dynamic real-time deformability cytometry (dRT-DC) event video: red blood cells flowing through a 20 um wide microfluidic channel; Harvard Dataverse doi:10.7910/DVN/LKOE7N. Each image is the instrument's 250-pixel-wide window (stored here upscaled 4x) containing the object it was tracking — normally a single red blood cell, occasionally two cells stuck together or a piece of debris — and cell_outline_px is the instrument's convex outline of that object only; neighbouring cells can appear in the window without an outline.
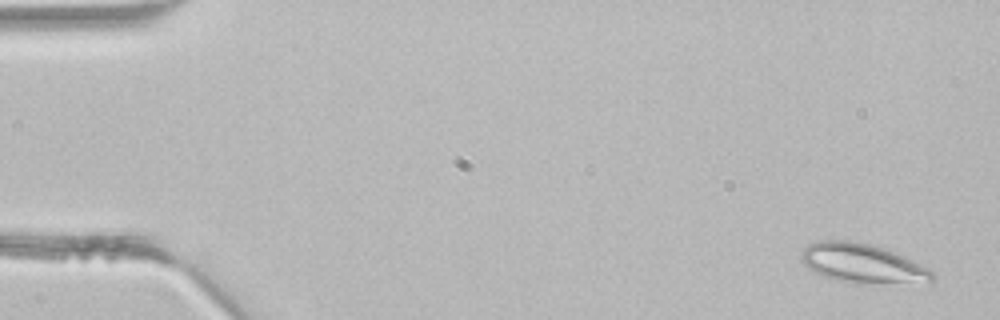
{"species": "common noctule bat (a hibernating species)", "species_latin": "Nyctalus noctula", "temperature_condition": "room temperature", "stored_images_in_passage": 3, "camera_frame_rate_fps": 3000, "um_per_image_px": 0.085, "animal": {"sex": "male", "body_mass_g": 21.5, "forearm_length_mm": 52.0}, "frame": {"image": 1, "passage_image": 1, "time_ms": 0.0, "image_size_px": [1000, 320], "cell_outline_px": [[936, 276], [932, 284], [856, 284], [836, 280], [824, 276], [808, 268], [800, 260], [800, 252], [808, 244], [820, 240], [848, 240], [868, 244], [884, 248], [904, 256], [928, 268]], "centroid_in_image_um": [73.36, 22.43], "position_along_channel_um": 11.6, "area_um2": 30.75}}